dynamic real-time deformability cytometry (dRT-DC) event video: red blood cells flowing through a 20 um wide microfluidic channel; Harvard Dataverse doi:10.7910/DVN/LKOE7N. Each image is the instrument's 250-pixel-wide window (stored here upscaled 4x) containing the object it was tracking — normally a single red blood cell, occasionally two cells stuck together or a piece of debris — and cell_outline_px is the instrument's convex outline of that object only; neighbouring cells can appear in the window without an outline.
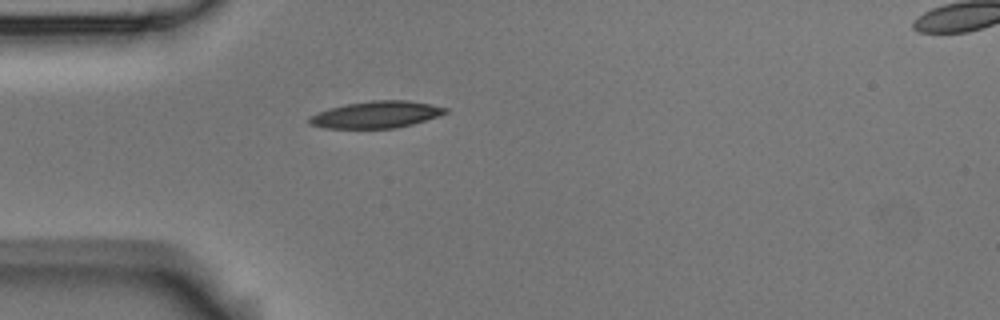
{"species": "Egyptian fruit bat (a non-hibernating species)", "species_latin": "Rousettus aegyptiacus", "temperature_condition": "room temperature", "stored_images_in_passage": 2, "camera_frame_rate_fps": 3000, "um_per_image_px": 0.085, "animal": {"sex": "male"}, "frame": {"image": 1, "passage_image": 2, "time_ms": 0.333, "image_size_px": [1000, 320], "cell_outline_px": [[448, 112], [412, 124], [396, 128], [324, 128], [308, 124], [308, 120], [312, 116], [328, 108], [348, 104], [372, 100], [404, 100], [428, 104], [448, 108]], "centroid_in_image_um": [31.95, 9.74], "position_along_channel_um": 53.0, "area_um2": 20.92}}